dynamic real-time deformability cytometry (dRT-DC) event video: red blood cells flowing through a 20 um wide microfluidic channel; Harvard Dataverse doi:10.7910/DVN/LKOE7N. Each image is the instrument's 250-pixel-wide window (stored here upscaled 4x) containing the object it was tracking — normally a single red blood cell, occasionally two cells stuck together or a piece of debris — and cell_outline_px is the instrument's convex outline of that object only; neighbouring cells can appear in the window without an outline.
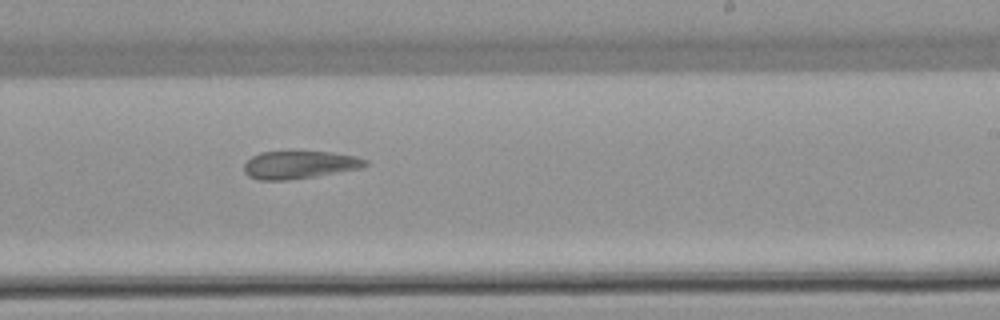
{"species": "common noctule bat (a hibernating species)", "species_latin": "Nyctalus noctula", "temperature_condition": "warm", "stored_images_in_passage": 10, "camera_frame_rate_fps": 3000, "um_per_image_px": 0.085, "animal": {"sex": "female", "body_mass_g": 22.7, "forearm_length_mm": 54.2}, "frame": {"image": 1, "passage_image": 9, "time_ms": 10.0, "image_size_px": [1000, 320], "cell_outline_px": [[368, 164], [364, 168], [316, 176], [288, 180], [260, 180], [248, 176], [244, 172], [244, 164], [252, 156], [260, 152], [288, 148], [332, 152], [356, 156], [368, 160]], "centroid_in_image_um": [25.46, 13.95], "position_along_channel_um": 263.5, "area_um2": 20.75}}
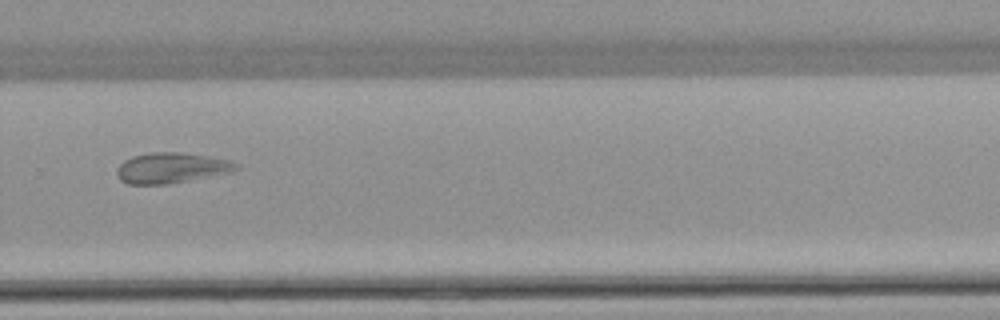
{"frame": {"image": 2, "passage_image": 10, "time_ms": 11.333, "image_size_px": [1000, 320], "cell_outline_px": [[240, 168], [236, 172], [168, 184], [128, 184], [120, 180], [116, 172], [116, 168], [124, 160], [132, 156], [152, 152], [180, 152], [228, 160], [236, 164]], "centroid_in_image_um": [14.56, 14.28], "position_along_channel_um": 315.2, "area_um2": 21.27}}